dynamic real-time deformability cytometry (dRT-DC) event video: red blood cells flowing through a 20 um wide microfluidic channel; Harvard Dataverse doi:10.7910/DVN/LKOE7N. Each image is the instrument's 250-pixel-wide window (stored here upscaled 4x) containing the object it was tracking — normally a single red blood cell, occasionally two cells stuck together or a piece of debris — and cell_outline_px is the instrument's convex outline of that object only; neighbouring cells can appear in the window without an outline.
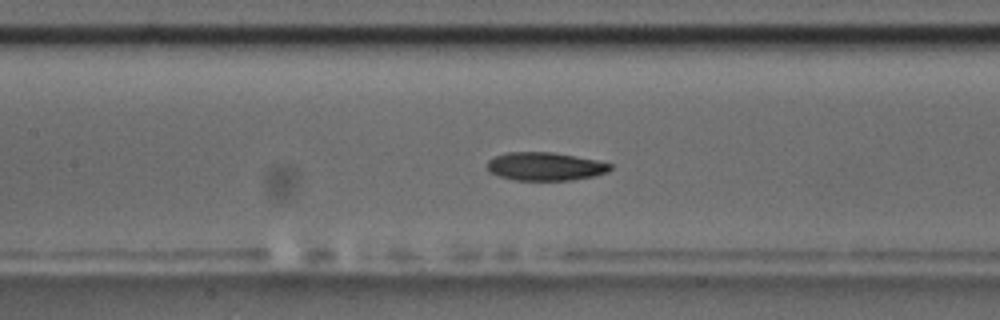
{"species": "common noctule bat (a hibernating species)", "species_latin": "Nyctalus noctula", "temperature_condition": "room temperature", "stored_images_in_passage": 44, "camera_frame_rate_fps": 3000, "um_per_image_px": 0.085, "animal": {"sex": "male", "body_mass_g": 17.5, "forearm_length_mm": 52.3}, "frame": {"image": 1, "passage_image": 13, "time_ms": 4.0, "image_size_px": [1000, 320], "cell_outline_px": [[612, 168], [608, 172], [596, 176], [572, 180], [512, 180], [488, 172], [484, 168], [488, 160], [504, 152], [552, 152], [596, 160], [612, 164]], "centroid_in_image_um": [46.3, 14.15], "position_along_channel_um": 161.1, "area_um2": 20.52}}
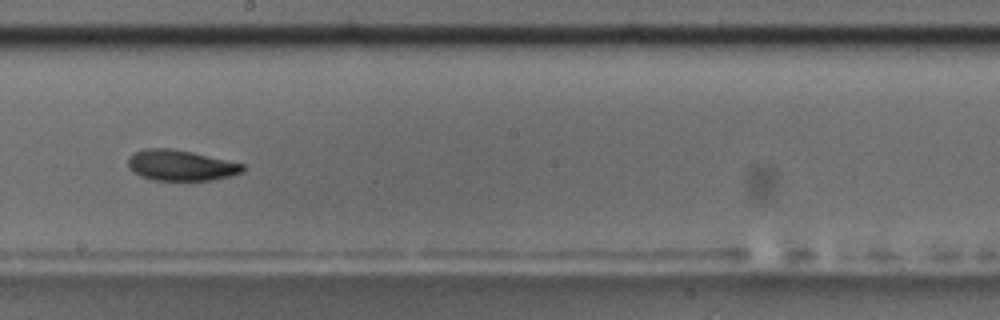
{"frame": {"image": 2, "passage_image": 19, "time_ms": 6.0, "image_size_px": [1000, 320], "cell_outline_px": [[244, 172], [232, 176], [212, 180], [152, 180], [140, 176], [132, 172], [128, 168], [128, 156], [144, 148], [168, 148], [192, 152], [244, 164]], "centroid_in_image_um": [15.35, 14.06], "position_along_channel_um": 232.9, "area_um2": 20.63}, "authors_computed_cell_mechanics": {"area_um2": 20.8658, "velocity_mm_per_s": 3.6144, "shape_relaxation_time_tau1_ms": 10.9077, "shape_relaxation_time_tau2_ms": 4.6794, "deformation_change_tau1": 0.2239, "deformation_change_tau2": 0.1074}}